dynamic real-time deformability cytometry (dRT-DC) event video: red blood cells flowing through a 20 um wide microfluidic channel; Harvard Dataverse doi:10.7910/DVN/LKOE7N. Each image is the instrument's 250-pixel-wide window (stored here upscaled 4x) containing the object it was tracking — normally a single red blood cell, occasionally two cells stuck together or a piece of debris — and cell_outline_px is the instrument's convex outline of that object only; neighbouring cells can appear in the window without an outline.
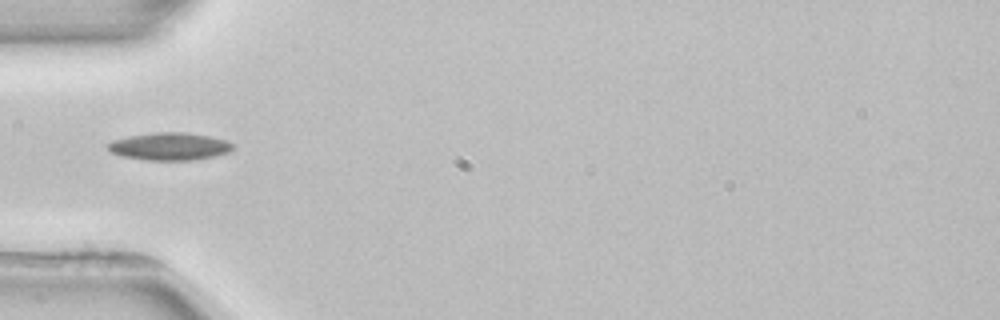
{"species": "common noctule bat (a hibernating species)", "species_latin": "Nyctalus noctula", "temperature_condition": "room temperature", "stored_images_in_passage": 5, "camera_frame_rate_fps": 3000, "um_per_image_px": 0.085, "animal": {"sex": "female", "body_mass_g": 22.7, "forearm_length_mm": 54.2}, "frame": {"image": 1, "passage_image": 5, "time_ms": 5.333, "image_size_px": [1000, 320], "cell_outline_px": [[236, 144], [228, 152], [216, 156], [192, 160], [148, 160], [120, 156], [112, 152], [104, 144], [112, 140], [128, 136], [152, 132], [188, 132], [208, 136], [224, 140]], "centroid_in_image_um": [14.38, 12.44], "position_along_channel_um": 70.6, "area_um2": 20.23}}